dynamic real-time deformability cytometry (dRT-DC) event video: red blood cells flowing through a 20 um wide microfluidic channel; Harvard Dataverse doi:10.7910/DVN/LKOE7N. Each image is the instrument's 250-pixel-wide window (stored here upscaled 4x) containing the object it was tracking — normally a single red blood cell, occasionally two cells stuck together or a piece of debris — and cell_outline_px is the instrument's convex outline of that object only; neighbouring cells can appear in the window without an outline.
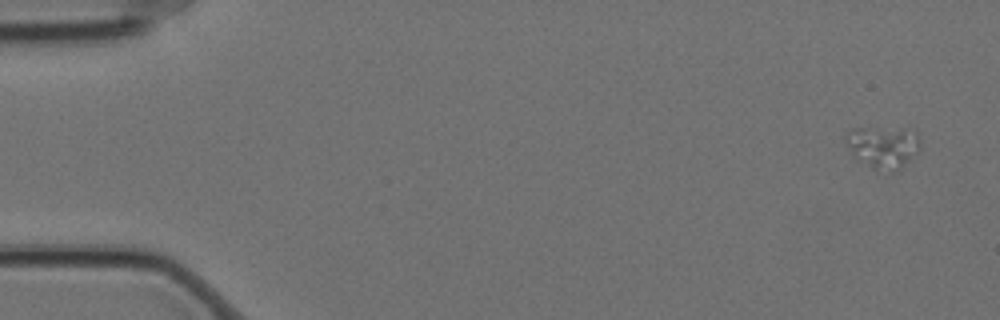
{"species": "Egyptian fruit bat (a non-hibernating species)", "species_latin": "Rousettus aegyptiacus", "temperature_condition": "cold", "stored_images_in_passage": 15, "camera_frame_rate_fps": 3000, "um_per_image_px": 0.085, "animal": {"sex": "female"}, "frame": {"image": 1, "passage_image": 1, "time_ms": 0.0, "image_size_px": [1000, 320], "cell_outline_px": [[920, 148], [896, 172], [892, 172], [872, 168], [856, 160], [844, 140], [844, 132], [852, 128], [916, 128], [920, 140]], "centroid_in_image_um": [75.05, 12.45], "position_along_channel_um": 10.0, "area_um2": 18.67}}
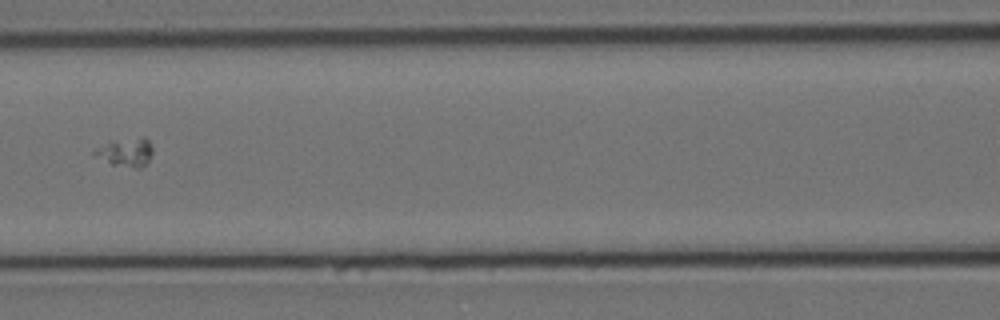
{"frame": {"image": 2, "passage_image": 7, "time_ms": 2.0, "image_size_px": [1000, 320], "cell_outline_px": [[152, 152], [148, 164], [140, 168], [132, 168], [112, 164], [92, 156], [92, 152], [96, 148], [112, 140], [140, 136], [144, 136], [148, 140], [152, 148]], "centroid_in_image_um": [10.68, 12.93], "position_along_channel_um": 155.9, "area_um2": 10.0}}
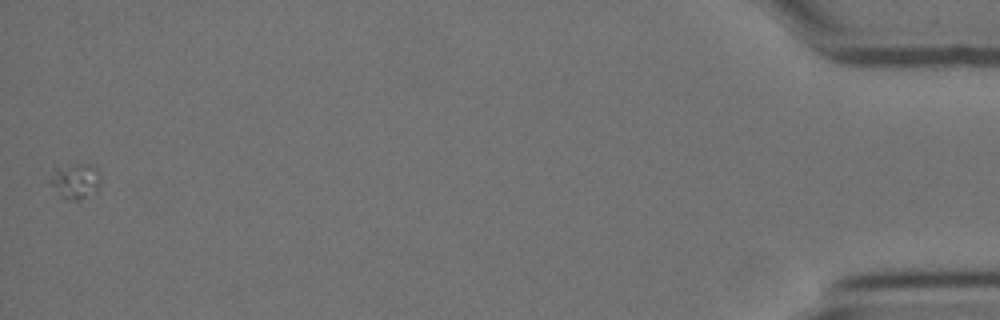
{"frame": {"image": 3, "passage_image": 15, "time_ms": 4.667, "image_size_px": [1000, 320], "cell_outline_px": [[100, 180], [96, 192], [80, 200], [64, 200], [60, 196], [48, 180], [52, 164], [88, 164], [96, 168], [100, 172]], "centroid_in_image_um": [6.33, 15.34], "position_along_channel_um": 428.9, "area_um2": 11.04}}